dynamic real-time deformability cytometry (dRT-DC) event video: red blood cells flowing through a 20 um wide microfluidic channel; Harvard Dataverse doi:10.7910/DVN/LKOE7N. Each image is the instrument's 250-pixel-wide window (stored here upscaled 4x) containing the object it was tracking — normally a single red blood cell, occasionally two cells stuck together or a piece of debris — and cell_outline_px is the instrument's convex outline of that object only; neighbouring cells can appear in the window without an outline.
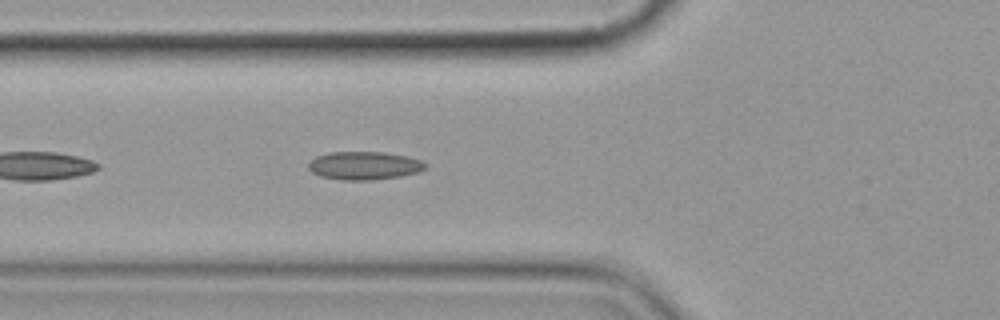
{"species": "common noctule bat (a hibernating species)", "species_latin": "Nyctalus noctula", "temperature_condition": "cold", "stored_images_in_passage": 6, "segment_of_instrument_passage": [2, 2], "camera_frame_rate_fps": 3000, "um_per_image_px": 0.085, "animal": {"sex": "female", "body_mass_g": 19.9}, "frame": {"image": 1, "passage_image": 6, "time_ms": 5.667, "image_size_px": [1000, 320], "cell_outline_px": [[428, 164], [424, 168], [416, 172], [400, 176], [372, 180], [344, 180], [320, 176], [312, 172], [308, 168], [308, 164], [316, 156], [328, 152], [384, 152], [408, 156], [420, 160]], "centroid_in_image_um": [30.94, 14.07], "position_along_channel_um": 94.9, "area_um2": 19.13}}